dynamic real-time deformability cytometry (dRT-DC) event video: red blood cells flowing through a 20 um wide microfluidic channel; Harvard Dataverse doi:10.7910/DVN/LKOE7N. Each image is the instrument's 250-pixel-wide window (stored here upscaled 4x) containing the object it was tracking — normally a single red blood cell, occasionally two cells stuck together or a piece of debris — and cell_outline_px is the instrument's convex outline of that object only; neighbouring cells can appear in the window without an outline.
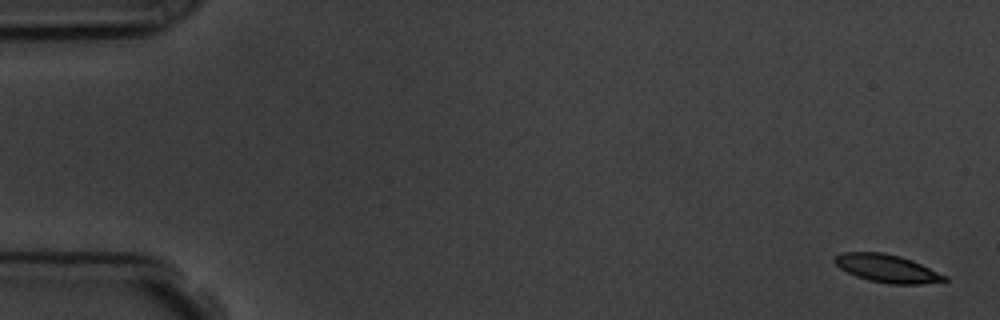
{"species": "common noctule bat (a hibernating species)", "species_latin": "Nyctalus noctula", "temperature_condition": "room temperature", "stored_images_in_passage": 5, "camera_frame_rate_fps": 3000, "um_per_image_px": 0.085, "animal": {"sex": "male", "body_mass_g": 19.5, "forearm_length_mm": 54.6}, "frame": {"image": 1, "passage_image": 1, "time_ms": 0.0, "image_size_px": [1000, 320], "cell_outline_px": [[948, 280], [920, 284], [892, 284], [868, 280], [856, 276], [840, 268], [832, 260], [840, 252], [884, 252], [900, 256], [912, 260], [948, 276]], "centroid_in_image_um": [75.39, 22.81], "position_along_channel_um": 9.6, "area_um2": 17.86}}
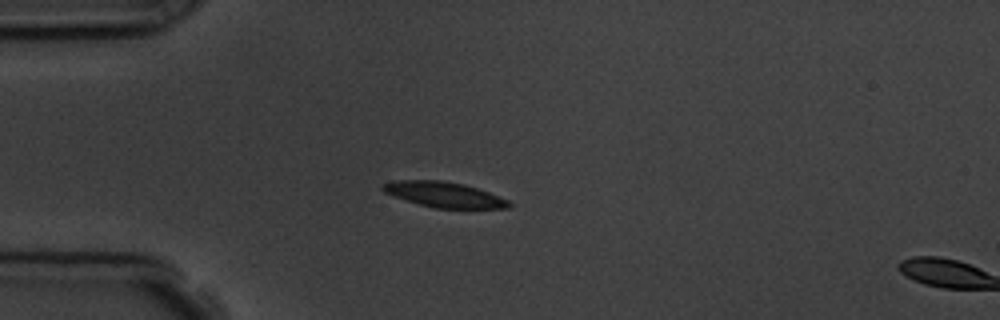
{"frame": {"image": 2, "passage_image": 4, "time_ms": 4.333, "image_size_px": [1000, 320], "cell_outline_px": [[512, 204], [508, 208], [432, 208], [384, 192], [380, 188], [384, 184], [392, 180], [444, 180], [464, 184], [488, 192], [508, 200]], "centroid_in_image_um": [37.75, 16.53], "position_along_channel_um": 47.3, "area_um2": 18.44}}